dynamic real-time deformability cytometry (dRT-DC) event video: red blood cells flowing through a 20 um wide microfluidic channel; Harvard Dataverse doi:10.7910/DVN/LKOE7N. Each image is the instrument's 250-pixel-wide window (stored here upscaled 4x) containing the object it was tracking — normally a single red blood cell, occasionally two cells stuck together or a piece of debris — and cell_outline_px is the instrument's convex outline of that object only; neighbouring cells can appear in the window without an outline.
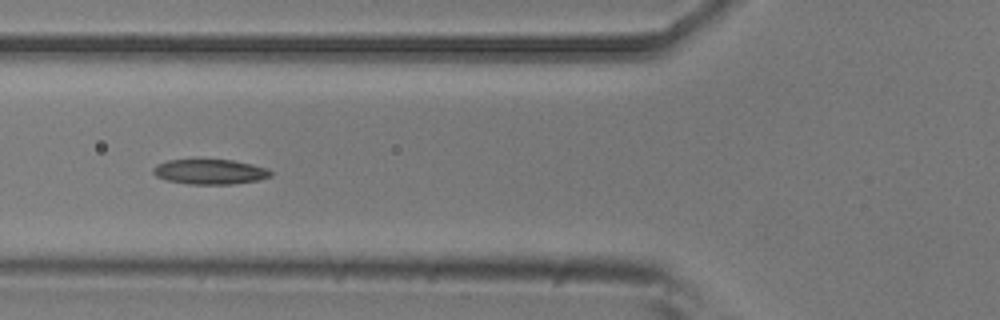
{"species": "common noctule bat (a hibernating species)", "species_latin": "Nyctalus noctula", "temperature_condition": "room temperature", "stored_images_in_passage": 10, "camera_frame_rate_fps": 3000, "um_per_image_px": 0.085, "animal": {"sex": "male", "body_mass_g": 20.5, "forearm_length_mm": 52.5}, "frame": {"image": 1, "passage_image": 6, "time_ms": 1.667, "image_size_px": [1000, 320], "cell_outline_px": [[272, 176], [260, 180], [232, 184], [188, 184], [168, 180], [156, 176], [152, 172], [152, 168], [156, 164], [168, 160], [232, 160], [252, 164], [268, 168], [272, 172]], "centroid_in_image_um": [17.86, 14.6], "position_along_channel_um": 107.9, "area_um2": 17.17}}
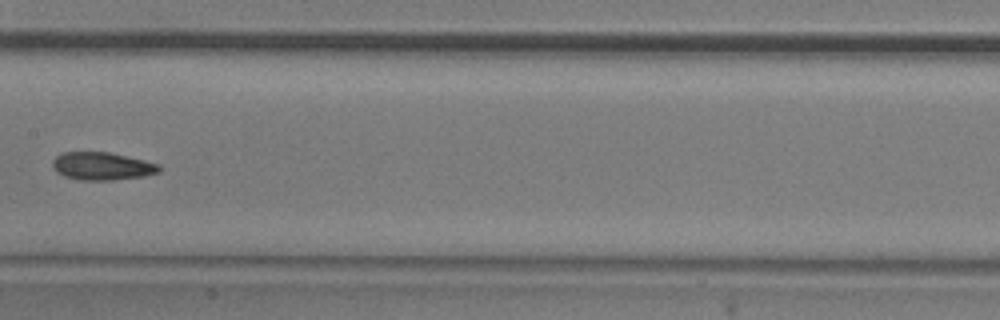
{"frame": {"image": 2, "passage_image": 8, "time_ms": 2.333, "image_size_px": [1000, 320], "cell_outline_px": [[160, 172], [144, 176], [112, 180], [80, 180], [64, 176], [56, 172], [52, 168], [52, 160], [60, 152], [108, 152], [144, 160], [160, 164]], "centroid_in_image_um": [8.65, 14.12], "position_along_channel_um": 198.8, "area_um2": 17.4}}
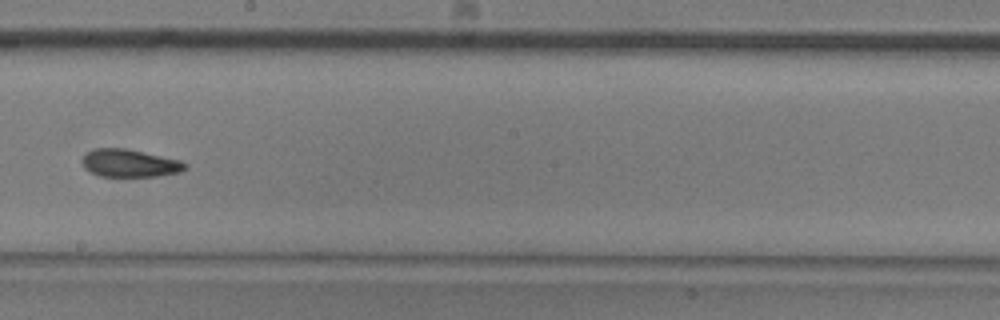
{"frame": {"image": 3, "passage_image": 9, "time_ms": 2.667, "image_size_px": [1000, 320], "cell_outline_px": [[188, 168], [180, 172], [156, 176], [100, 176], [88, 172], [84, 168], [80, 160], [88, 152], [96, 148], [124, 148], [180, 160], [188, 164]], "centroid_in_image_um": [11.0, 13.88], "position_along_channel_um": 237.2, "area_um2": 16.65}}